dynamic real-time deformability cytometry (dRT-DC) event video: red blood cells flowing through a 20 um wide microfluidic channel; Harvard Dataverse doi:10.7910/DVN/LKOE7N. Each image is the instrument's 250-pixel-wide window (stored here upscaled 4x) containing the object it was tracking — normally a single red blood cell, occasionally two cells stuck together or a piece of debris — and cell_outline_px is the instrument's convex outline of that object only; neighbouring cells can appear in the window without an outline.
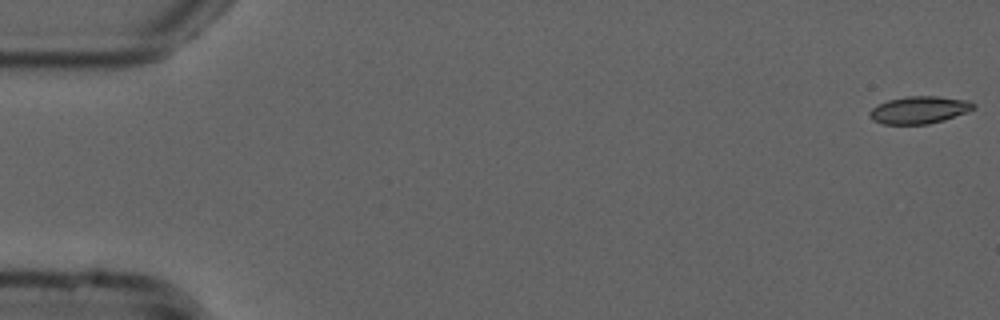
{"species": "common noctule bat (a hibernating species)", "species_latin": "Nyctalus noctula", "temperature_condition": "cold", "stored_images_in_passage": 54, "camera_frame_rate_fps": 3000, "um_per_image_px": 0.085, "animal": {"sex": "male", "forearm_length_mm": 52.5}, "frame": {"image": 1, "passage_image": 1, "time_ms": 0.0, "image_size_px": [1000, 320], "cell_outline_px": [[976, 108], [968, 112], [944, 120], [928, 124], [884, 124], [872, 120], [868, 116], [868, 112], [872, 108], [888, 100], [908, 96], [936, 96], [968, 100], [976, 104]], "centroid_in_image_um": [78.15, 9.34], "position_along_channel_um": 6.8, "area_um2": 16.65}}
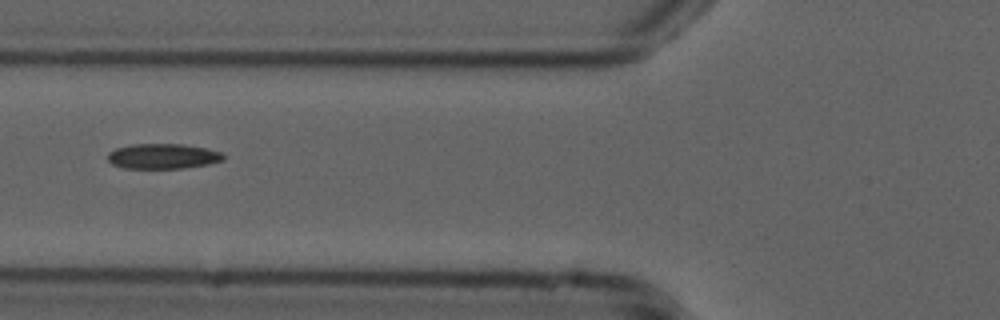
{"frame": {"image": 2, "passage_image": 21, "time_ms": 6.667, "image_size_px": [1000, 320], "cell_outline_px": [[224, 160], [208, 164], [184, 168], [124, 168], [112, 164], [108, 160], [108, 152], [116, 148], [132, 144], [184, 144], [224, 152]], "centroid_in_image_um": [13.85, 13.28], "position_along_channel_um": 111.9, "area_um2": 16.99}}
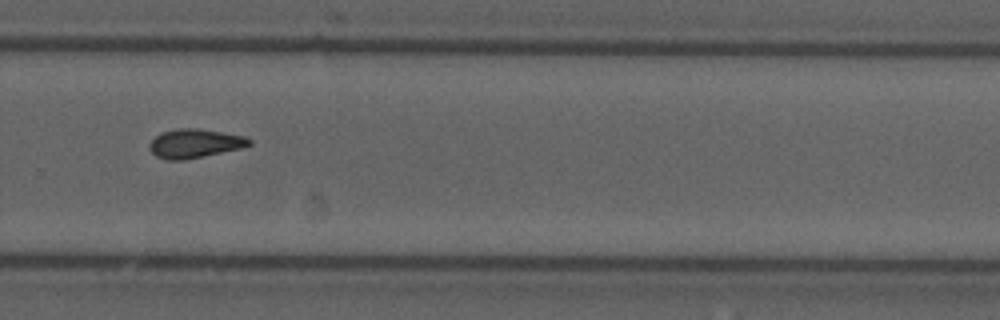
{"frame": {"image": 3, "passage_image": 37, "time_ms": 12.0, "image_size_px": [1000, 320], "cell_outline_px": [[252, 144], [240, 148], [184, 160], [168, 160], [156, 156], [148, 148], [148, 144], [160, 132], [176, 128], [196, 128], [244, 136], [252, 140]], "centroid_in_image_um": [16.51, 12.19], "position_along_channel_um": 313.3, "area_um2": 16.7}, "authors_computed_cell_mechanics": {"area_um2": 16.4441, "velocity_mm_per_s": 3.7832, "shape_relaxation_time_tau1_ms": 7.1544, "shape_relaxation_time_tau2_ms": 8.7438, "deformation_change_tau1": 0.1478, "deformation_change_tau2": 0.1283}}